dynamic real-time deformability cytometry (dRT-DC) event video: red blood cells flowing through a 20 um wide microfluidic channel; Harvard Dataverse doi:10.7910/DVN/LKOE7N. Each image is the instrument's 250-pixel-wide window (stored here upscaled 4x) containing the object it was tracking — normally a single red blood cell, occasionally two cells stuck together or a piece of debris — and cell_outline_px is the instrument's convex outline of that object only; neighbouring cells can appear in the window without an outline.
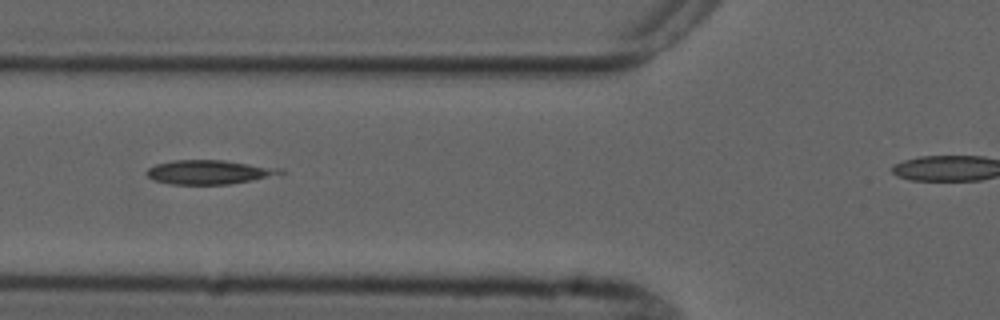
{"species": "common noctule bat (a hibernating species)", "species_latin": "Nyctalus noctula", "temperature_condition": "cold", "stored_images_in_passage": 7, "segment_of_instrument_passage": [1, 2], "camera_frame_rate_fps": 3000, "um_per_image_px": 0.085, "animal": {"sex": "male", "forearm_length_mm": 52.5}, "frame": {"image": 1, "passage_image": 6, "time_ms": 5.667, "image_size_px": [1000, 320], "cell_outline_px": [[288, 172], [252, 180], [228, 184], [168, 184], [152, 180], [144, 172], [148, 168], [156, 164], [172, 160], [224, 160], [284, 168]], "centroid_in_image_um": [17.77, 14.62], "position_along_channel_um": 108.0, "area_um2": 18.96}}